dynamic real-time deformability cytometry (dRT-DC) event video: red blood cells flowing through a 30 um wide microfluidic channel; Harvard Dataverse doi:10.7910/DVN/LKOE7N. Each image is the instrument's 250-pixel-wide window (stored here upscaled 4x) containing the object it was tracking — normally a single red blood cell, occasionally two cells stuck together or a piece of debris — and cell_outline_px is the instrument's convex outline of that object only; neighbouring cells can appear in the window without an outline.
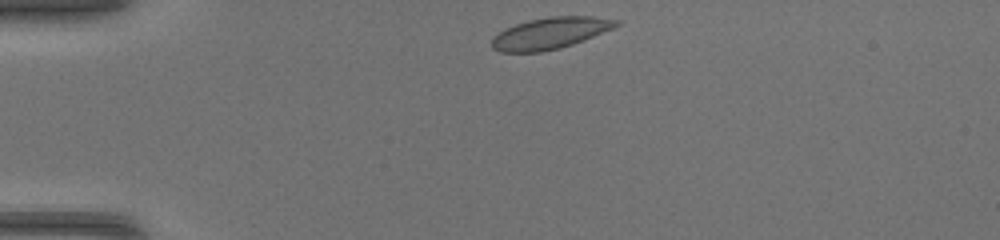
{"species": "common noctule bat (a hibernating species)", "species_latin": "Nyctalus noctula", "temperature_condition": "warm", "stored_images_in_passage": 36, "camera_frame_rate_fps": 3000, "um_per_image_px": 0.085, "animal": {"sex": "female", "body_mass_g": 17.0, "forearm_length_mm": 48.0}, "frame": {"image": 1, "passage_image": 1, "time_ms": 0.0, "image_size_px": [1000, 240], "cell_outline_px": [[620, 24], [612, 28], [584, 40], [560, 48], [540, 52], [500, 52], [492, 48], [492, 36], [504, 28], [528, 20], [548, 16], [592, 16], [620, 20]], "centroid_in_image_um": [46.73, 2.81], "position_along_channel_um": 38.3, "area_um2": 22.89}}
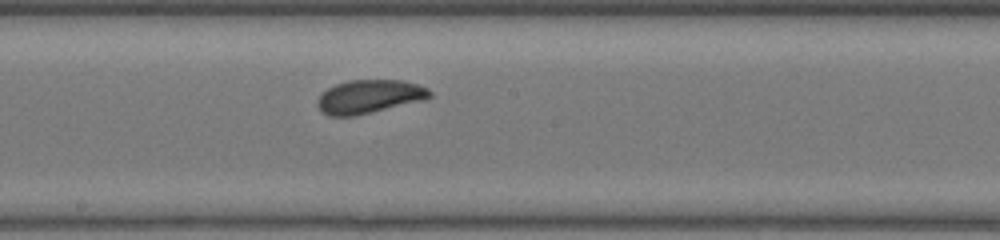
{"frame": {"image": 2, "passage_image": 16, "time_ms": 5.0, "image_size_px": [1000, 240], "cell_outline_px": [[432, 96], [424, 100], [352, 116], [328, 116], [316, 104], [316, 100], [328, 88], [336, 84], [348, 80], [404, 80], [428, 88], [432, 92]], "centroid_in_image_um": [31.4, 8.2], "position_along_channel_um": 216.8, "area_um2": 21.73}}
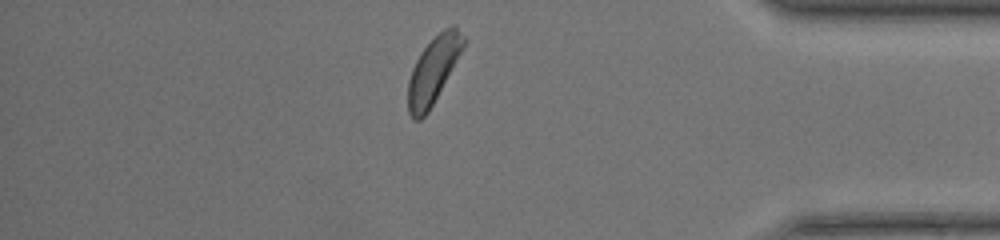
{"frame": {"image": 3, "passage_image": 30, "time_ms": 9.667, "image_size_px": [1000, 240], "cell_outline_px": [[468, 40], [428, 112], [420, 120], [412, 120], [408, 112], [408, 80], [412, 68], [420, 52], [444, 28], [452, 24], [456, 24]], "centroid_in_image_um": [36.84, 5.93], "position_along_channel_um": 398.4, "area_um2": 21.44}}